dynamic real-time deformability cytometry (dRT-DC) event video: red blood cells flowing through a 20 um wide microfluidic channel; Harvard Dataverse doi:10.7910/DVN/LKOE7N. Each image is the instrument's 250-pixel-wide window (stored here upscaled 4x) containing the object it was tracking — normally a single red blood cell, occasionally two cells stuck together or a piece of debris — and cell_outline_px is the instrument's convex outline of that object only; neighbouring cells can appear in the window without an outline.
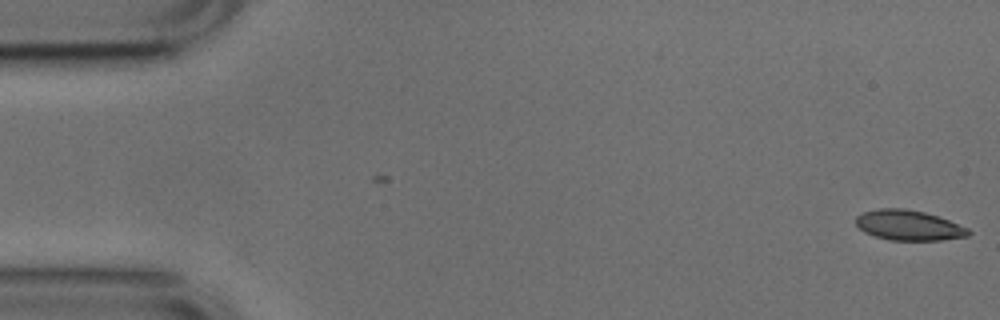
{"species": "common noctule bat (a hibernating species)", "species_latin": "Nyctalus noctula", "temperature_condition": "cold", "stored_images_in_passage": 52, "camera_frame_rate_fps": 3000, "um_per_image_px": 0.085, "animal": {"sex": "male", "body_mass_g": 17.9, "forearm_length_mm": 54.2}, "frame": {"image": 1, "passage_image": 1, "time_ms": 0.0, "image_size_px": [1000, 320], "cell_outline_px": [[972, 232], [968, 236], [940, 240], [888, 240], [864, 232], [856, 224], [856, 216], [864, 212], [880, 208], [904, 208], [924, 212], [948, 220], [968, 228]], "centroid_in_image_um": [77.23, 19.15], "position_along_channel_um": 7.8, "area_um2": 19.65}}
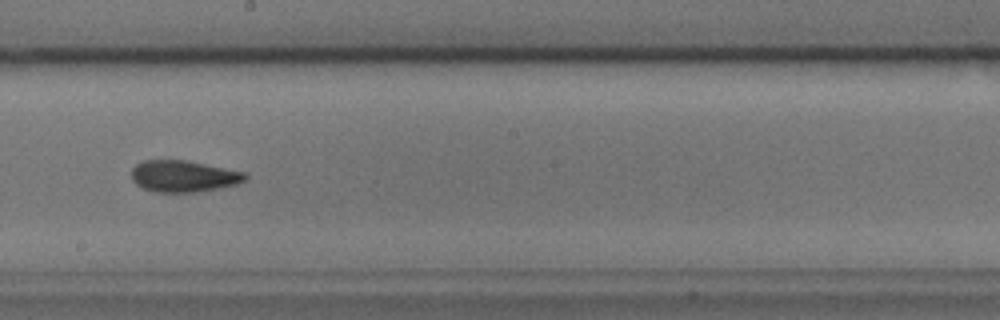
{"frame": {"image": 2, "passage_image": 29, "time_ms": 9.333, "image_size_px": [1000, 320], "cell_outline_px": [[248, 176], [244, 180], [236, 184], [220, 188], [196, 192], [156, 192], [144, 188], [136, 184], [132, 180], [132, 168], [136, 164], [144, 160], [188, 160], [248, 172]], "centroid_in_image_um": [15.63, 14.96], "position_along_channel_um": 232.6, "area_um2": 21.1}}
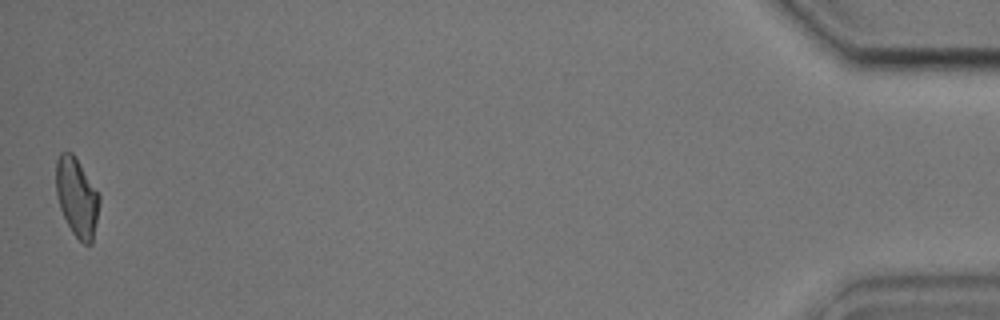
{"frame": {"image": 3, "passage_image": 52, "time_ms": 17.0, "image_size_px": [1000, 320], "cell_outline_px": [[100, 200], [92, 244], [84, 244], [72, 232], [60, 208], [56, 192], [56, 160], [60, 152], [72, 152], [100, 196]], "centroid_in_image_um": [6.52, 16.76], "position_along_channel_um": 428.7, "area_um2": 19.54}, "authors_computed_cell_mechanics": {"area_um2": 20.4323, "velocity_mm_per_s": 3.7839, "shape_relaxation_time_tau1_ms": 7.8568, "shape_relaxation_time_tau2_ms": 2.8866, "deformation_change_tau1": 0.1686, "deformation_change_tau2": 0.0923}}